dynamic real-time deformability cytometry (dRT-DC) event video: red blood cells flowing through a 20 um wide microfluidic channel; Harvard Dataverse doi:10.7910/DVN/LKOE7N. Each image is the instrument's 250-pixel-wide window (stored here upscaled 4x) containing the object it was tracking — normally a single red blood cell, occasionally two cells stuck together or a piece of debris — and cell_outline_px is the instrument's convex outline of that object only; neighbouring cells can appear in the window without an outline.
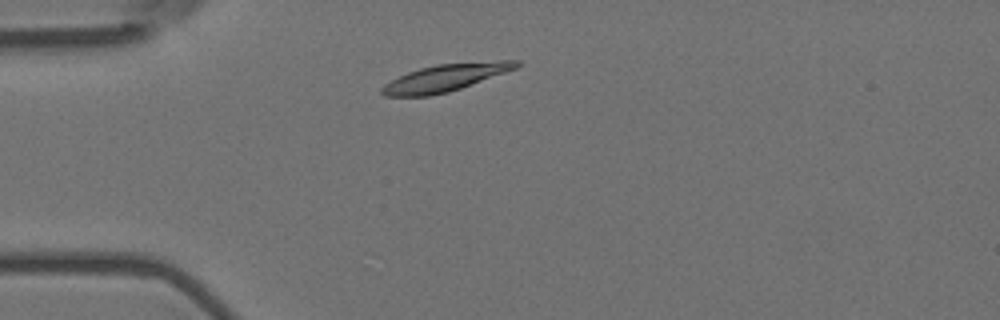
{"species": "Egyptian fruit bat (a non-hibernating species)", "species_latin": "Rousettus aegyptiacus", "temperature_condition": "room temperature", "stored_images_in_passage": 3, "camera_frame_rate_fps": 3000, "um_per_image_px": 0.085, "animal": {"sex": "female"}, "frame": {"image": 1, "passage_image": 1, "time_ms": 0.0, "image_size_px": [1000, 320], "cell_outline_px": [[520, 64], [516, 68], [460, 88], [448, 92], [428, 96], [384, 96], [380, 92], [380, 88], [384, 84], [408, 72], [420, 68], [436, 64], [500, 60], [520, 60]], "centroid_in_image_um": [37.83, 6.6], "position_along_channel_um": 47.2, "area_um2": 21.04}}
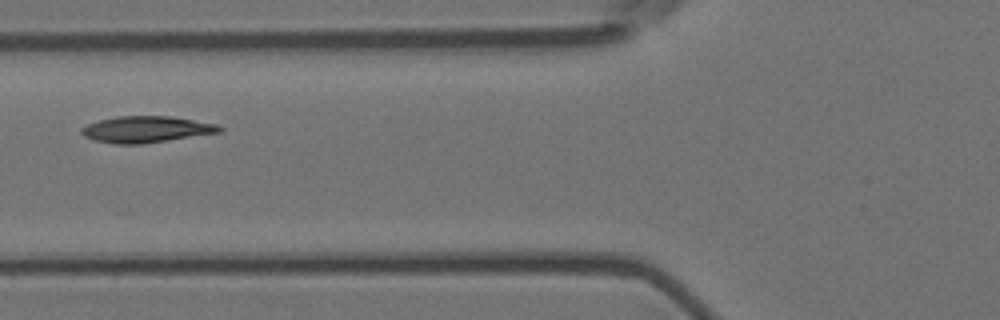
{"frame": {"image": 2, "passage_image": 3, "time_ms": 0.667, "image_size_px": [1000, 320], "cell_outline_px": [[224, 128], [220, 132], [140, 144], [112, 144], [92, 140], [84, 136], [80, 132], [80, 128], [88, 124], [100, 120], [116, 116], [172, 116], [216, 124]], "centroid_in_image_um": [12.38, 10.99], "position_along_channel_um": 113.4, "area_um2": 21.15}}